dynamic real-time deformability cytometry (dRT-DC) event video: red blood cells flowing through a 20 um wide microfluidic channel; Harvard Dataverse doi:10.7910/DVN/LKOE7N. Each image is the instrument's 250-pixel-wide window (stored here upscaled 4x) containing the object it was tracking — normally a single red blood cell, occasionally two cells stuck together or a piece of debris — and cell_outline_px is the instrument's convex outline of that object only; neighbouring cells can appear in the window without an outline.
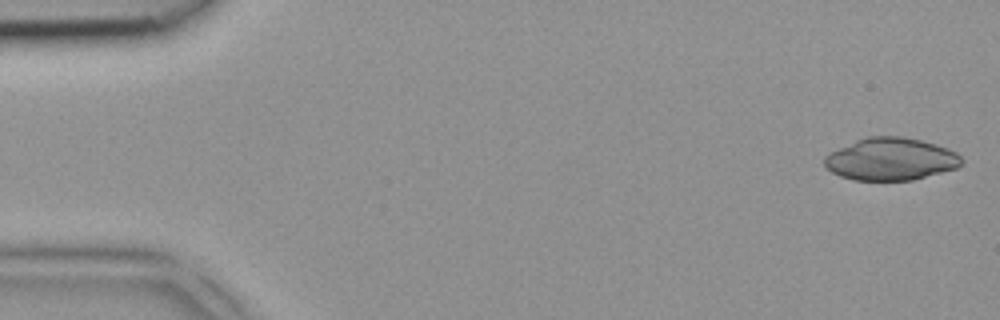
{"species": "common noctule bat (a hibernating species)", "species_latin": "Nyctalus noctula", "temperature_condition": "room temperature", "stored_images_in_passage": 5, "camera_frame_rate_fps": 3000, "um_per_image_px": 0.085, "animal": {"sex": "female", "body_mass_g": 18.4}, "frame": {"image": 1, "passage_image": 1, "time_ms": 0.0, "image_size_px": [1000, 320], "cell_outline_px": [[964, 164], [956, 168], [912, 180], [852, 180], [840, 176], [832, 172], [824, 164], [824, 156], [828, 152], [856, 140], [868, 136], [900, 136], [920, 140], [936, 144], [948, 148], [956, 152], [964, 160]], "centroid_in_image_um": [75.71, 13.52], "position_along_channel_um": 9.3, "area_um2": 34.04}}